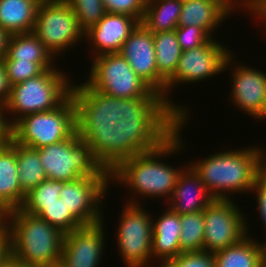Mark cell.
Here are the masks:
<instances>
[{"mask_svg": "<svg viewBox=\"0 0 266 267\" xmlns=\"http://www.w3.org/2000/svg\"><path fill=\"white\" fill-rule=\"evenodd\" d=\"M90 73L77 84L87 119L117 131L164 130L178 119L120 53L92 58Z\"/></svg>", "mask_w": 266, "mask_h": 267, "instance_id": "obj_1", "label": "cell"}, {"mask_svg": "<svg viewBox=\"0 0 266 267\" xmlns=\"http://www.w3.org/2000/svg\"><path fill=\"white\" fill-rule=\"evenodd\" d=\"M187 119L178 118L164 130L117 131L110 144V181L127 186L137 197L169 200L186 166L178 169L160 159L184 150L180 132Z\"/></svg>", "mask_w": 266, "mask_h": 267, "instance_id": "obj_2", "label": "cell"}, {"mask_svg": "<svg viewBox=\"0 0 266 267\" xmlns=\"http://www.w3.org/2000/svg\"><path fill=\"white\" fill-rule=\"evenodd\" d=\"M116 133L110 124L87 120L68 139L37 149L46 178L110 177V144Z\"/></svg>", "mask_w": 266, "mask_h": 267, "instance_id": "obj_3", "label": "cell"}, {"mask_svg": "<svg viewBox=\"0 0 266 267\" xmlns=\"http://www.w3.org/2000/svg\"><path fill=\"white\" fill-rule=\"evenodd\" d=\"M263 151L258 146L222 150L190 166L215 199L230 200V194L252 190L259 170L266 164Z\"/></svg>", "mask_w": 266, "mask_h": 267, "instance_id": "obj_4", "label": "cell"}, {"mask_svg": "<svg viewBox=\"0 0 266 267\" xmlns=\"http://www.w3.org/2000/svg\"><path fill=\"white\" fill-rule=\"evenodd\" d=\"M10 256L27 267H43L60 261L64 233L21 208L9 211L3 224Z\"/></svg>", "mask_w": 266, "mask_h": 267, "instance_id": "obj_5", "label": "cell"}, {"mask_svg": "<svg viewBox=\"0 0 266 267\" xmlns=\"http://www.w3.org/2000/svg\"><path fill=\"white\" fill-rule=\"evenodd\" d=\"M87 120L81 94L76 89L57 108L19 119L11 127V138L22 146L39 149L68 139Z\"/></svg>", "mask_w": 266, "mask_h": 267, "instance_id": "obj_6", "label": "cell"}, {"mask_svg": "<svg viewBox=\"0 0 266 267\" xmlns=\"http://www.w3.org/2000/svg\"><path fill=\"white\" fill-rule=\"evenodd\" d=\"M68 77L65 72L51 68L37 77L13 85L4 105L5 113L15 114L14 118L6 119L9 126L12 127L25 115L51 111L60 106L77 89V84Z\"/></svg>", "mask_w": 266, "mask_h": 267, "instance_id": "obj_7", "label": "cell"}, {"mask_svg": "<svg viewBox=\"0 0 266 267\" xmlns=\"http://www.w3.org/2000/svg\"><path fill=\"white\" fill-rule=\"evenodd\" d=\"M211 38L207 43L196 48L182 51L174 75L166 82V106L177 118H189V109L178 105L169 99V93L178 84L201 82L207 78L219 75L234 62L232 51ZM221 72V73H220ZM183 106V107H182ZM188 112V113H187Z\"/></svg>", "mask_w": 266, "mask_h": 267, "instance_id": "obj_8", "label": "cell"}, {"mask_svg": "<svg viewBox=\"0 0 266 267\" xmlns=\"http://www.w3.org/2000/svg\"><path fill=\"white\" fill-rule=\"evenodd\" d=\"M33 33L55 59L84 38L76 14L64 0L40 2Z\"/></svg>", "mask_w": 266, "mask_h": 267, "instance_id": "obj_9", "label": "cell"}, {"mask_svg": "<svg viewBox=\"0 0 266 267\" xmlns=\"http://www.w3.org/2000/svg\"><path fill=\"white\" fill-rule=\"evenodd\" d=\"M132 198L121 209L116 241L127 267H145L152 260L153 219L138 200Z\"/></svg>", "mask_w": 266, "mask_h": 267, "instance_id": "obj_10", "label": "cell"}, {"mask_svg": "<svg viewBox=\"0 0 266 267\" xmlns=\"http://www.w3.org/2000/svg\"><path fill=\"white\" fill-rule=\"evenodd\" d=\"M203 212V251L215 253L238 243L248 235L246 216L232 199H215Z\"/></svg>", "mask_w": 266, "mask_h": 267, "instance_id": "obj_11", "label": "cell"}, {"mask_svg": "<svg viewBox=\"0 0 266 267\" xmlns=\"http://www.w3.org/2000/svg\"><path fill=\"white\" fill-rule=\"evenodd\" d=\"M109 183L115 182H111L110 177H80L65 182L59 198L83 226L98 224L104 221L102 200L108 193Z\"/></svg>", "mask_w": 266, "mask_h": 267, "instance_id": "obj_12", "label": "cell"}, {"mask_svg": "<svg viewBox=\"0 0 266 267\" xmlns=\"http://www.w3.org/2000/svg\"><path fill=\"white\" fill-rule=\"evenodd\" d=\"M119 53L166 105V81L158 74L152 32L139 23L130 33Z\"/></svg>", "mask_w": 266, "mask_h": 267, "instance_id": "obj_13", "label": "cell"}, {"mask_svg": "<svg viewBox=\"0 0 266 267\" xmlns=\"http://www.w3.org/2000/svg\"><path fill=\"white\" fill-rule=\"evenodd\" d=\"M234 64L231 75V100L246 115L266 119V73L250 66Z\"/></svg>", "mask_w": 266, "mask_h": 267, "instance_id": "obj_14", "label": "cell"}, {"mask_svg": "<svg viewBox=\"0 0 266 267\" xmlns=\"http://www.w3.org/2000/svg\"><path fill=\"white\" fill-rule=\"evenodd\" d=\"M105 222L64 235L60 262L64 267H98L105 248Z\"/></svg>", "mask_w": 266, "mask_h": 267, "instance_id": "obj_15", "label": "cell"}, {"mask_svg": "<svg viewBox=\"0 0 266 267\" xmlns=\"http://www.w3.org/2000/svg\"><path fill=\"white\" fill-rule=\"evenodd\" d=\"M138 24L131 16L107 12L95 26L84 33V39L86 38L95 52L92 57L119 53Z\"/></svg>", "mask_w": 266, "mask_h": 267, "instance_id": "obj_16", "label": "cell"}, {"mask_svg": "<svg viewBox=\"0 0 266 267\" xmlns=\"http://www.w3.org/2000/svg\"><path fill=\"white\" fill-rule=\"evenodd\" d=\"M214 200L215 198L202 183L199 175L188 164L178 177L167 204L173 212L181 216L203 211Z\"/></svg>", "mask_w": 266, "mask_h": 267, "instance_id": "obj_17", "label": "cell"}, {"mask_svg": "<svg viewBox=\"0 0 266 267\" xmlns=\"http://www.w3.org/2000/svg\"><path fill=\"white\" fill-rule=\"evenodd\" d=\"M159 219L152 221V261L157 258L162 264L163 262L177 257L181 254L180 248V232L181 223L180 215L173 212L169 207L165 210ZM155 257V258H153Z\"/></svg>", "mask_w": 266, "mask_h": 267, "instance_id": "obj_18", "label": "cell"}, {"mask_svg": "<svg viewBox=\"0 0 266 267\" xmlns=\"http://www.w3.org/2000/svg\"><path fill=\"white\" fill-rule=\"evenodd\" d=\"M25 197L19 184L16 142L10 138L0 147V203L12 211L23 206Z\"/></svg>", "mask_w": 266, "mask_h": 267, "instance_id": "obj_19", "label": "cell"}, {"mask_svg": "<svg viewBox=\"0 0 266 267\" xmlns=\"http://www.w3.org/2000/svg\"><path fill=\"white\" fill-rule=\"evenodd\" d=\"M215 267H266V242H257L249 234L241 241L213 253Z\"/></svg>", "mask_w": 266, "mask_h": 267, "instance_id": "obj_20", "label": "cell"}, {"mask_svg": "<svg viewBox=\"0 0 266 267\" xmlns=\"http://www.w3.org/2000/svg\"><path fill=\"white\" fill-rule=\"evenodd\" d=\"M42 0H0V28L12 34L33 32Z\"/></svg>", "mask_w": 266, "mask_h": 267, "instance_id": "obj_21", "label": "cell"}, {"mask_svg": "<svg viewBox=\"0 0 266 267\" xmlns=\"http://www.w3.org/2000/svg\"><path fill=\"white\" fill-rule=\"evenodd\" d=\"M55 60L33 32L12 34L8 41L6 54L2 59V61L36 62L45 70L56 68Z\"/></svg>", "mask_w": 266, "mask_h": 267, "instance_id": "obj_22", "label": "cell"}, {"mask_svg": "<svg viewBox=\"0 0 266 267\" xmlns=\"http://www.w3.org/2000/svg\"><path fill=\"white\" fill-rule=\"evenodd\" d=\"M228 16L217 4L208 0H190L182 2L178 26H197L211 38L220 23Z\"/></svg>", "mask_w": 266, "mask_h": 267, "instance_id": "obj_23", "label": "cell"}, {"mask_svg": "<svg viewBox=\"0 0 266 267\" xmlns=\"http://www.w3.org/2000/svg\"><path fill=\"white\" fill-rule=\"evenodd\" d=\"M182 9L179 0H146L142 24L152 33L174 31Z\"/></svg>", "mask_w": 266, "mask_h": 267, "instance_id": "obj_24", "label": "cell"}, {"mask_svg": "<svg viewBox=\"0 0 266 267\" xmlns=\"http://www.w3.org/2000/svg\"><path fill=\"white\" fill-rule=\"evenodd\" d=\"M152 34L158 74L167 82L176 71L182 50L175 30Z\"/></svg>", "mask_w": 266, "mask_h": 267, "instance_id": "obj_25", "label": "cell"}, {"mask_svg": "<svg viewBox=\"0 0 266 267\" xmlns=\"http://www.w3.org/2000/svg\"><path fill=\"white\" fill-rule=\"evenodd\" d=\"M17 171L21 190L27 195L46 179L37 149L16 143Z\"/></svg>", "mask_w": 266, "mask_h": 267, "instance_id": "obj_26", "label": "cell"}, {"mask_svg": "<svg viewBox=\"0 0 266 267\" xmlns=\"http://www.w3.org/2000/svg\"><path fill=\"white\" fill-rule=\"evenodd\" d=\"M180 248L184 252L203 251L204 243V212L184 214L180 216Z\"/></svg>", "mask_w": 266, "mask_h": 267, "instance_id": "obj_27", "label": "cell"}, {"mask_svg": "<svg viewBox=\"0 0 266 267\" xmlns=\"http://www.w3.org/2000/svg\"><path fill=\"white\" fill-rule=\"evenodd\" d=\"M64 181L45 179L25 197L21 209L31 215L40 216L43 205H52L59 199Z\"/></svg>", "mask_w": 266, "mask_h": 267, "instance_id": "obj_28", "label": "cell"}, {"mask_svg": "<svg viewBox=\"0 0 266 267\" xmlns=\"http://www.w3.org/2000/svg\"><path fill=\"white\" fill-rule=\"evenodd\" d=\"M76 14L78 27L85 33L107 13L102 0H64Z\"/></svg>", "mask_w": 266, "mask_h": 267, "instance_id": "obj_29", "label": "cell"}, {"mask_svg": "<svg viewBox=\"0 0 266 267\" xmlns=\"http://www.w3.org/2000/svg\"><path fill=\"white\" fill-rule=\"evenodd\" d=\"M39 217L64 234L83 227L60 198L52 205H43V213Z\"/></svg>", "mask_w": 266, "mask_h": 267, "instance_id": "obj_30", "label": "cell"}, {"mask_svg": "<svg viewBox=\"0 0 266 267\" xmlns=\"http://www.w3.org/2000/svg\"><path fill=\"white\" fill-rule=\"evenodd\" d=\"M11 86L42 74L45 69L36 62L3 61Z\"/></svg>", "mask_w": 266, "mask_h": 267, "instance_id": "obj_31", "label": "cell"}, {"mask_svg": "<svg viewBox=\"0 0 266 267\" xmlns=\"http://www.w3.org/2000/svg\"><path fill=\"white\" fill-rule=\"evenodd\" d=\"M159 265V267H215V258L213 253L207 251L184 252Z\"/></svg>", "mask_w": 266, "mask_h": 267, "instance_id": "obj_32", "label": "cell"}, {"mask_svg": "<svg viewBox=\"0 0 266 267\" xmlns=\"http://www.w3.org/2000/svg\"><path fill=\"white\" fill-rule=\"evenodd\" d=\"M106 12L124 14L142 22L145 13L146 0H102Z\"/></svg>", "mask_w": 266, "mask_h": 267, "instance_id": "obj_33", "label": "cell"}, {"mask_svg": "<svg viewBox=\"0 0 266 267\" xmlns=\"http://www.w3.org/2000/svg\"><path fill=\"white\" fill-rule=\"evenodd\" d=\"M175 33L182 51L201 46L211 39L203 29L193 25L178 26Z\"/></svg>", "mask_w": 266, "mask_h": 267, "instance_id": "obj_34", "label": "cell"}, {"mask_svg": "<svg viewBox=\"0 0 266 267\" xmlns=\"http://www.w3.org/2000/svg\"><path fill=\"white\" fill-rule=\"evenodd\" d=\"M253 191L256 193L257 209L259 215L262 217L263 226L266 229V164L259 170L256 176L251 192L253 193Z\"/></svg>", "mask_w": 266, "mask_h": 267, "instance_id": "obj_35", "label": "cell"}, {"mask_svg": "<svg viewBox=\"0 0 266 267\" xmlns=\"http://www.w3.org/2000/svg\"><path fill=\"white\" fill-rule=\"evenodd\" d=\"M217 4L228 16L235 12V7L246 9V11L258 17V0H208Z\"/></svg>", "mask_w": 266, "mask_h": 267, "instance_id": "obj_36", "label": "cell"}, {"mask_svg": "<svg viewBox=\"0 0 266 267\" xmlns=\"http://www.w3.org/2000/svg\"><path fill=\"white\" fill-rule=\"evenodd\" d=\"M11 84L7 78L6 69L2 60H0V104L5 105L11 92Z\"/></svg>", "mask_w": 266, "mask_h": 267, "instance_id": "obj_37", "label": "cell"}, {"mask_svg": "<svg viewBox=\"0 0 266 267\" xmlns=\"http://www.w3.org/2000/svg\"><path fill=\"white\" fill-rule=\"evenodd\" d=\"M5 107L0 104V147L7 143L11 138V127L7 122V114L5 116Z\"/></svg>", "mask_w": 266, "mask_h": 267, "instance_id": "obj_38", "label": "cell"}, {"mask_svg": "<svg viewBox=\"0 0 266 267\" xmlns=\"http://www.w3.org/2000/svg\"><path fill=\"white\" fill-rule=\"evenodd\" d=\"M10 256L9 239L4 230L0 232V265Z\"/></svg>", "mask_w": 266, "mask_h": 267, "instance_id": "obj_39", "label": "cell"}, {"mask_svg": "<svg viewBox=\"0 0 266 267\" xmlns=\"http://www.w3.org/2000/svg\"><path fill=\"white\" fill-rule=\"evenodd\" d=\"M10 36L8 32L0 28V60H2L6 54Z\"/></svg>", "mask_w": 266, "mask_h": 267, "instance_id": "obj_40", "label": "cell"}, {"mask_svg": "<svg viewBox=\"0 0 266 267\" xmlns=\"http://www.w3.org/2000/svg\"><path fill=\"white\" fill-rule=\"evenodd\" d=\"M258 18L266 28V0H258Z\"/></svg>", "mask_w": 266, "mask_h": 267, "instance_id": "obj_41", "label": "cell"}, {"mask_svg": "<svg viewBox=\"0 0 266 267\" xmlns=\"http://www.w3.org/2000/svg\"><path fill=\"white\" fill-rule=\"evenodd\" d=\"M0 267H27L19 262H17L13 257L9 256L3 261Z\"/></svg>", "mask_w": 266, "mask_h": 267, "instance_id": "obj_42", "label": "cell"}, {"mask_svg": "<svg viewBox=\"0 0 266 267\" xmlns=\"http://www.w3.org/2000/svg\"><path fill=\"white\" fill-rule=\"evenodd\" d=\"M9 211L0 203V223L4 224Z\"/></svg>", "mask_w": 266, "mask_h": 267, "instance_id": "obj_43", "label": "cell"}, {"mask_svg": "<svg viewBox=\"0 0 266 267\" xmlns=\"http://www.w3.org/2000/svg\"><path fill=\"white\" fill-rule=\"evenodd\" d=\"M43 267H64V265L59 261V262H56L54 264H49V265H46Z\"/></svg>", "mask_w": 266, "mask_h": 267, "instance_id": "obj_44", "label": "cell"}]
</instances>
